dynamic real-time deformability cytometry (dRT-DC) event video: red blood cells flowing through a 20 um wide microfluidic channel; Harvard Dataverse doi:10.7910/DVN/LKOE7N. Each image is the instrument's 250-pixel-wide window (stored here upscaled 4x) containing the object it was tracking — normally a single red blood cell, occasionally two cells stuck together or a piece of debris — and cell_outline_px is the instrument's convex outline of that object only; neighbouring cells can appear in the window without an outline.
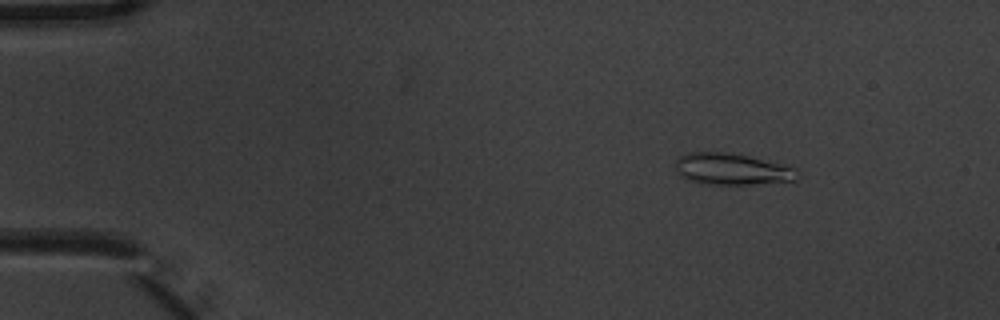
{"species": "common noctule bat (a hibernating species)", "species_latin": "Nyctalus noctula", "temperature_condition": "warm", "stored_images_in_passage": 7, "camera_frame_rate_fps": 3000, "um_per_image_px": 0.085, "animal": {"sex": "male", "body_mass_g": 20.1, "forearm_length_mm": 53.5}, "frame": {"image": 1, "passage_image": 1, "time_ms": 0.0, "image_size_px": [1000, 320], "cell_outline_px": [[800, 176], [796, 180], [752, 184], [708, 184], [692, 180], [676, 172], [676, 160], [680, 156], [688, 152], [728, 152], [748, 156], [784, 164], [796, 168]], "centroid_in_image_um": [62.26, 14.36], "position_along_channel_um": 22.7, "area_um2": 22.25}}
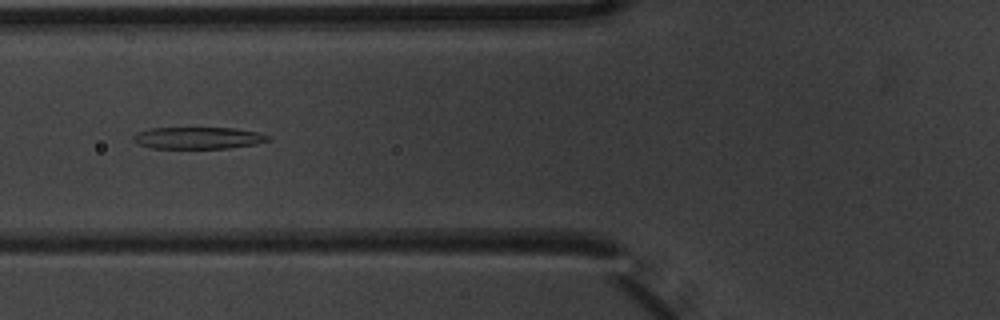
{"frame": {"image": 2, "passage_image": 5, "time_ms": 1.333, "image_size_px": [1000, 320], "cell_outline_px": [[272, 140], [256, 144], [228, 148], [152, 148], [140, 144], [132, 136], [136, 132], [148, 128], [232, 128], [260, 132], [272, 136]], "centroid_in_image_um": [16.92, 11.72], "position_along_channel_um": 108.9, "area_um2": 17.22}}
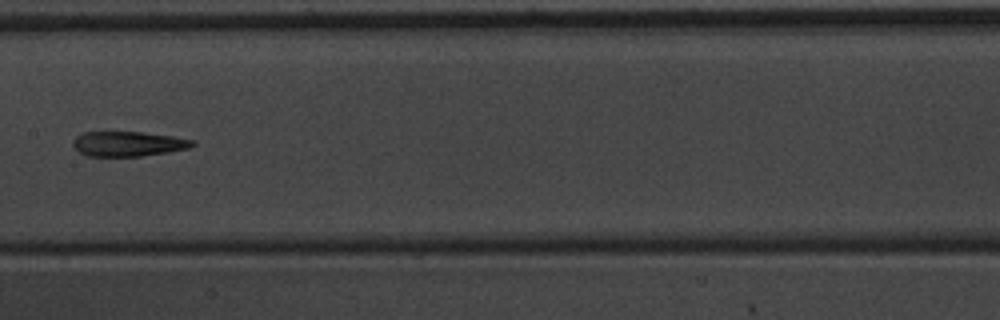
{"frame": {"image": 3, "passage_image": 7, "time_ms": 2.0, "image_size_px": [1000, 320], "cell_outline_px": [[196, 144], [188, 148], [168, 152], [140, 156], [88, 156], [80, 152], [72, 144], [72, 140], [76, 136], [84, 132], [144, 132], [172, 136], [196, 140]], "centroid_in_image_um": [10.91, 12.22], "position_along_channel_um": 196.5, "area_um2": 17.34}}